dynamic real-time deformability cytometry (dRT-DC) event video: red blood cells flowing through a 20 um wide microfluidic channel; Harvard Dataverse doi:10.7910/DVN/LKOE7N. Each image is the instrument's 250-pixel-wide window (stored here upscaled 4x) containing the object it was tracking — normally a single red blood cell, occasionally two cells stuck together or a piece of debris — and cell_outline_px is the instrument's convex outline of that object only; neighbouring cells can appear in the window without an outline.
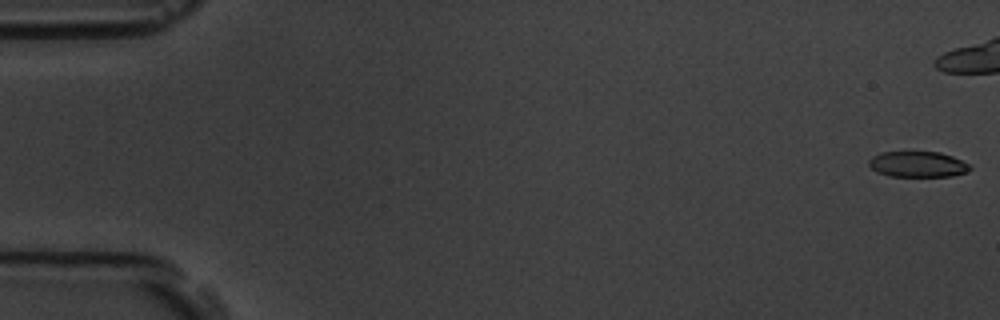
{"species": "common noctule bat (a hibernating species)", "species_latin": "Nyctalus noctula", "temperature_condition": "room temperature", "stored_images_in_passage": 6, "camera_frame_rate_fps": 3000, "um_per_image_px": 0.085, "animal": {"sex": "male", "body_mass_g": 19.5, "forearm_length_mm": 54.6}, "frame": {"image": 1, "passage_image": 1, "time_ms": 0.0, "image_size_px": [1000, 320], "cell_outline_px": [[972, 168], [964, 172], [952, 176], [888, 176], [876, 172], [868, 164], [868, 160], [872, 156], [880, 152], [940, 152], [952, 156], [972, 164]], "centroid_in_image_um": [78.0, 13.96], "position_along_channel_um": 7.0, "area_um2": 15.26}}